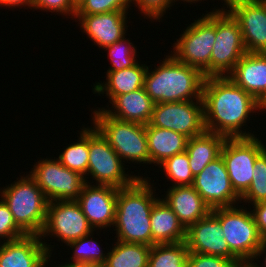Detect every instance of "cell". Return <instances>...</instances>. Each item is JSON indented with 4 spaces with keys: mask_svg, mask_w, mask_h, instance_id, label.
I'll return each instance as SVG.
<instances>
[{
    "mask_svg": "<svg viewBox=\"0 0 266 267\" xmlns=\"http://www.w3.org/2000/svg\"><path fill=\"white\" fill-rule=\"evenodd\" d=\"M202 102L206 131L226 138L255 136L242 131V127L246 126L251 113H257V100L228 76L206 77Z\"/></svg>",
    "mask_w": 266,
    "mask_h": 267,
    "instance_id": "cell-1",
    "label": "cell"
},
{
    "mask_svg": "<svg viewBox=\"0 0 266 267\" xmlns=\"http://www.w3.org/2000/svg\"><path fill=\"white\" fill-rule=\"evenodd\" d=\"M148 179L138 178L132 185L118 189L113 225L116 240L152 246L150 213L160 198Z\"/></svg>",
    "mask_w": 266,
    "mask_h": 267,
    "instance_id": "cell-2",
    "label": "cell"
},
{
    "mask_svg": "<svg viewBox=\"0 0 266 267\" xmlns=\"http://www.w3.org/2000/svg\"><path fill=\"white\" fill-rule=\"evenodd\" d=\"M150 71L147 68L144 88L154 103L202 101L206 77L200 70L168 54L159 66Z\"/></svg>",
    "mask_w": 266,
    "mask_h": 267,
    "instance_id": "cell-3",
    "label": "cell"
},
{
    "mask_svg": "<svg viewBox=\"0 0 266 267\" xmlns=\"http://www.w3.org/2000/svg\"><path fill=\"white\" fill-rule=\"evenodd\" d=\"M9 185L0 189V196L11 211L14 221L27 235H40L46 222L49 203L42 189L30 174L20 176Z\"/></svg>",
    "mask_w": 266,
    "mask_h": 267,
    "instance_id": "cell-4",
    "label": "cell"
},
{
    "mask_svg": "<svg viewBox=\"0 0 266 267\" xmlns=\"http://www.w3.org/2000/svg\"><path fill=\"white\" fill-rule=\"evenodd\" d=\"M92 117L93 126L123 162L150 164L145 125L115 119L100 108L93 111Z\"/></svg>",
    "mask_w": 266,
    "mask_h": 267,
    "instance_id": "cell-5",
    "label": "cell"
},
{
    "mask_svg": "<svg viewBox=\"0 0 266 267\" xmlns=\"http://www.w3.org/2000/svg\"><path fill=\"white\" fill-rule=\"evenodd\" d=\"M182 33L172 46L171 54L179 62L200 70L205 77H210V57L216 39V10L202 15Z\"/></svg>",
    "mask_w": 266,
    "mask_h": 267,
    "instance_id": "cell-6",
    "label": "cell"
},
{
    "mask_svg": "<svg viewBox=\"0 0 266 267\" xmlns=\"http://www.w3.org/2000/svg\"><path fill=\"white\" fill-rule=\"evenodd\" d=\"M211 212L220 220L230 251L240 261H252L264 240L252 212L238 204L215 208Z\"/></svg>",
    "mask_w": 266,
    "mask_h": 267,
    "instance_id": "cell-7",
    "label": "cell"
},
{
    "mask_svg": "<svg viewBox=\"0 0 266 267\" xmlns=\"http://www.w3.org/2000/svg\"><path fill=\"white\" fill-rule=\"evenodd\" d=\"M124 166L108 141L94 126L90 127L87 176L90 175L92 181H96L95 185H109L118 189L130 186L138 178H143L127 174Z\"/></svg>",
    "mask_w": 266,
    "mask_h": 267,
    "instance_id": "cell-8",
    "label": "cell"
},
{
    "mask_svg": "<svg viewBox=\"0 0 266 267\" xmlns=\"http://www.w3.org/2000/svg\"><path fill=\"white\" fill-rule=\"evenodd\" d=\"M216 9V39L210 57V77L228 76L247 53L238 22L225 9Z\"/></svg>",
    "mask_w": 266,
    "mask_h": 267,
    "instance_id": "cell-9",
    "label": "cell"
},
{
    "mask_svg": "<svg viewBox=\"0 0 266 267\" xmlns=\"http://www.w3.org/2000/svg\"><path fill=\"white\" fill-rule=\"evenodd\" d=\"M266 146L257 137L226 138L221 153L229 179L241 197L249 188L257 156Z\"/></svg>",
    "mask_w": 266,
    "mask_h": 267,
    "instance_id": "cell-10",
    "label": "cell"
},
{
    "mask_svg": "<svg viewBox=\"0 0 266 267\" xmlns=\"http://www.w3.org/2000/svg\"><path fill=\"white\" fill-rule=\"evenodd\" d=\"M29 174L35 179L48 201L76 200L84 186L80 173L62 165L55 157L44 158L34 164Z\"/></svg>",
    "mask_w": 266,
    "mask_h": 267,
    "instance_id": "cell-11",
    "label": "cell"
},
{
    "mask_svg": "<svg viewBox=\"0 0 266 267\" xmlns=\"http://www.w3.org/2000/svg\"><path fill=\"white\" fill-rule=\"evenodd\" d=\"M93 231L76 200L50 201L40 237L44 239L51 235L67 245Z\"/></svg>",
    "mask_w": 266,
    "mask_h": 267,
    "instance_id": "cell-12",
    "label": "cell"
},
{
    "mask_svg": "<svg viewBox=\"0 0 266 267\" xmlns=\"http://www.w3.org/2000/svg\"><path fill=\"white\" fill-rule=\"evenodd\" d=\"M151 126L182 133L188 138L206 131L202 101L155 103Z\"/></svg>",
    "mask_w": 266,
    "mask_h": 267,
    "instance_id": "cell-13",
    "label": "cell"
},
{
    "mask_svg": "<svg viewBox=\"0 0 266 267\" xmlns=\"http://www.w3.org/2000/svg\"><path fill=\"white\" fill-rule=\"evenodd\" d=\"M192 186L211 209L231 207L241 202L221 155L194 177Z\"/></svg>",
    "mask_w": 266,
    "mask_h": 267,
    "instance_id": "cell-14",
    "label": "cell"
},
{
    "mask_svg": "<svg viewBox=\"0 0 266 267\" xmlns=\"http://www.w3.org/2000/svg\"><path fill=\"white\" fill-rule=\"evenodd\" d=\"M226 6L239 24L246 51L266 53V2L232 0Z\"/></svg>",
    "mask_w": 266,
    "mask_h": 267,
    "instance_id": "cell-15",
    "label": "cell"
},
{
    "mask_svg": "<svg viewBox=\"0 0 266 267\" xmlns=\"http://www.w3.org/2000/svg\"><path fill=\"white\" fill-rule=\"evenodd\" d=\"M117 193L118 188L109 185L84 184L76 202L94 231L113 227Z\"/></svg>",
    "mask_w": 266,
    "mask_h": 267,
    "instance_id": "cell-16",
    "label": "cell"
},
{
    "mask_svg": "<svg viewBox=\"0 0 266 267\" xmlns=\"http://www.w3.org/2000/svg\"><path fill=\"white\" fill-rule=\"evenodd\" d=\"M185 242L189 252L221 256L240 262L230 251L220 220L212 212L186 229Z\"/></svg>",
    "mask_w": 266,
    "mask_h": 267,
    "instance_id": "cell-17",
    "label": "cell"
},
{
    "mask_svg": "<svg viewBox=\"0 0 266 267\" xmlns=\"http://www.w3.org/2000/svg\"><path fill=\"white\" fill-rule=\"evenodd\" d=\"M46 243L40 235H26L14 241H1L0 267H46L53 251L52 246L54 247Z\"/></svg>",
    "mask_w": 266,
    "mask_h": 267,
    "instance_id": "cell-18",
    "label": "cell"
},
{
    "mask_svg": "<svg viewBox=\"0 0 266 267\" xmlns=\"http://www.w3.org/2000/svg\"><path fill=\"white\" fill-rule=\"evenodd\" d=\"M128 11H111L92 15H75L83 29L98 47L104 49L126 36ZM127 16V17H126Z\"/></svg>",
    "mask_w": 266,
    "mask_h": 267,
    "instance_id": "cell-19",
    "label": "cell"
},
{
    "mask_svg": "<svg viewBox=\"0 0 266 267\" xmlns=\"http://www.w3.org/2000/svg\"><path fill=\"white\" fill-rule=\"evenodd\" d=\"M228 77L257 100L266 90V53H245Z\"/></svg>",
    "mask_w": 266,
    "mask_h": 267,
    "instance_id": "cell-20",
    "label": "cell"
},
{
    "mask_svg": "<svg viewBox=\"0 0 266 267\" xmlns=\"http://www.w3.org/2000/svg\"><path fill=\"white\" fill-rule=\"evenodd\" d=\"M165 194L163 200L186 229L206 217L212 210L192 185L169 187Z\"/></svg>",
    "mask_w": 266,
    "mask_h": 267,
    "instance_id": "cell-21",
    "label": "cell"
},
{
    "mask_svg": "<svg viewBox=\"0 0 266 267\" xmlns=\"http://www.w3.org/2000/svg\"><path fill=\"white\" fill-rule=\"evenodd\" d=\"M112 109L109 106L103 109L109 116L121 120L149 124L153 112L154 102L146 93L145 88L137 89L130 93L116 96L111 102Z\"/></svg>",
    "mask_w": 266,
    "mask_h": 267,
    "instance_id": "cell-22",
    "label": "cell"
},
{
    "mask_svg": "<svg viewBox=\"0 0 266 267\" xmlns=\"http://www.w3.org/2000/svg\"><path fill=\"white\" fill-rule=\"evenodd\" d=\"M152 246L155 244L178 243L186 240V228L178 216L160 198L150 213Z\"/></svg>",
    "mask_w": 266,
    "mask_h": 267,
    "instance_id": "cell-23",
    "label": "cell"
},
{
    "mask_svg": "<svg viewBox=\"0 0 266 267\" xmlns=\"http://www.w3.org/2000/svg\"><path fill=\"white\" fill-rule=\"evenodd\" d=\"M149 66L139 64L119 71H107L106 82L94 84L93 91L98 95L106 94L109 103L118 95L133 92L144 87V77ZM105 92V93H104Z\"/></svg>",
    "mask_w": 266,
    "mask_h": 267,
    "instance_id": "cell-24",
    "label": "cell"
},
{
    "mask_svg": "<svg viewBox=\"0 0 266 267\" xmlns=\"http://www.w3.org/2000/svg\"><path fill=\"white\" fill-rule=\"evenodd\" d=\"M150 164L156 166L175 154L186 151L188 137L173 130L145 125Z\"/></svg>",
    "mask_w": 266,
    "mask_h": 267,
    "instance_id": "cell-25",
    "label": "cell"
},
{
    "mask_svg": "<svg viewBox=\"0 0 266 267\" xmlns=\"http://www.w3.org/2000/svg\"><path fill=\"white\" fill-rule=\"evenodd\" d=\"M225 140V136L208 131L188 138L186 152L194 177L202 172L210 162L220 156Z\"/></svg>",
    "mask_w": 266,
    "mask_h": 267,
    "instance_id": "cell-26",
    "label": "cell"
},
{
    "mask_svg": "<svg viewBox=\"0 0 266 267\" xmlns=\"http://www.w3.org/2000/svg\"><path fill=\"white\" fill-rule=\"evenodd\" d=\"M116 241L103 267H148L151 246Z\"/></svg>",
    "mask_w": 266,
    "mask_h": 267,
    "instance_id": "cell-27",
    "label": "cell"
},
{
    "mask_svg": "<svg viewBox=\"0 0 266 267\" xmlns=\"http://www.w3.org/2000/svg\"><path fill=\"white\" fill-rule=\"evenodd\" d=\"M84 128V129H83ZM80 130V137L77 142L68 144L64 151L57 158L66 168L80 173L88 183L87 176L89 162V128L83 127Z\"/></svg>",
    "mask_w": 266,
    "mask_h": 267,
    "instance_id": "cell-28",
    "label": "cell"
},
{
    "mask_svg": "<svg viewBox=\"0 0 266 267\" xmlns=\"http://www.w3.org/2000/svg\"><path fill=\"white\" fill-rule=\"evenodd\" d=\"M189 250L185 241L151 246L148 267H187Z\"/></svg>",
    "mask_w": 266,
    "mask_h": 267,
    "instance_id": "cell-29",
    "label": "cell"
},
{
    "mask_svg": "<svg viewBox=\"0 0 266 267\" xmlns=\"http://www.w3.org/2000/svg\"><path fill=\"white\" fill-rule=\"evenodd\" d=\"M92 234L94 235L92 232L67 244L74 251L70 258L71 263L98 264L102 266L105 264L108 253H103L100 244L97 243L98 241L92 239L94 238L91 237Z\"/></svg>",
    "mask_w": 266,
    "mask_h": 267,
    "instance_id": "cell-30",
    "label": "cell"
},
{
    "mask_svg": "<svg viewBox=\"0 0 266 267\" xmlns=\"http://www.w3.org/2000/svg\"><path fill=\"white\" fill-rule=\"evenodd\" d=\"M159 168L164 170L166 179H170L173 183L170 187L191 186L194 182V176L191 172L188 154L186 151L175 154L165 159Z\"/></svg>",
    "mask_w": 266,
    "mask_h": 267,
    "instance_id": "cell-31",
    "label": "cell"
},
{
    "mask_svg": "<svg viewBox=\"0 0 266 267\" xmlns=\"http://www.w3.org/2000/svg\"><path fill=\"white\" fill-rule=\"evenodd\" d=\"M240 201L251 205L266 201V148L255 160L252 182Z\"/></svg>",
    "mask_w": 266,
    "mask_h": 267,
    "instance_id": "cell-32",
    "label": "cell"
},
{
    "mask_svg": "<svg viewBox=\"0 0 266 267\" xmlns=\"http://www.w3.org/2000/svg\"><path fill=\"white\" fill-rule=\"evenodd\" d=\"M104 49L108 51V57H110L109 60L112 65L111 67L109 66L107 71H119L132 67L138 62L136 47L125 36L116 43L106 46Z\"/></svg>",
    "mask_w": 266,
    "mask_h": 267,
    "instance_id": "cell-33",
    "label": "cell"
},
{
    "mask_svg": "<svg viewBox=\"0 0 266 267\" xmlns=\"http://www.w3.org/2000/svg\"><path fill=\"white\" fill-rule=\"evenodd\" d=\"M131 0H84L75 15L101 14L111 11H128Z\"/></svg>",
    "mask_w": 266,
    "mask_h": 267,
    "instance_id": "cell-34",
    "label": "cell"
},
{
    "mask_svg": "<svg viewBox=\"0 0 266 267\" xmlns=\"http://www.w3.org/2000/svg\"><path fill=\"white\" fill-rule=\"evenodd\" d=\"M27 234L16 224L4 200L0 199V239L3 242L20 239ZM6 239V240H5ZM0 240V241H1Z\"/></svg>",
    "mask_w": 266,
    "mask_h": 267,
    "instance_id": "cell-35",
    "label": "cell"
},
{
    "mask_svg": "<svg viewBox=\"0 0 266 267\" xmlns=\"http://www.w3.org/2000/svg\"><path fill=\"white\" fill-rule=\"evenodd\" d=\"M132 4L138 7L140 14L146 16L152 20L161 21V17L164 16L166 10L171 9L173 0H131Z\"/></svg>",
    "mask_w": 266,
    "mask_h": 267,
    "instance_id": "cell-36",
    "label": "cell"
},
{
    "mask_svg": "<svg viewBox=\"0 0 266 267\" xmlns=\"http://www.w3.org/2000/svg\"><path fill=\"white\" fill-rule=\"evenodd\" d=\"M234 260L221 256L189 252L187 267H234Z\"/></svg>",
    "mask_w": 266,
    "mask_h": 267,
    "instance_id": "cell-37",
    "label": "cell"
},
{
    "mask_svg": "<svg viewBox=\"0 0 266 267\" xmlns=\"http://www.w3.org/2000/svg\"><path fill=\"white\" fill-rule=\"evenodd\" d=\"M32 8L68 15L73 19L76 14V8L72 5L71 0H32Z\"/></svg>",
    "mask_w": 266,
    "mask_h": 267,
    "instance_id": "cell-38",
    "label": "cell"
},
{
    "mask_svg": "<svg viewBox=\"0 0 266 267\" xmlns=\"http://www.w3.org/2000/svg\"><path fill=\"white\" fill-rule=\"evenodd\" d=\"M252 206L254 209H252L251 212L259 234L264 240H266V201L253 204Z\"/></svg>",
    "mask_w": 266,
    "mask_h": 267,
    "instance_id": "cell-39",
    "label": "cell"
},
{
    "mask_svg": "<svg viewBox=\"0 0 266 267\" xmlns=\"http://www.w3.org/2000/svg\"><path fill=\"white\" fill-rule=\"evenodd\" d=\"M12 7V8H16L19 6H27L28 8L32 9V0H0V7Z\"/></svg>",
    "mask_w": 266,
    "mask_h": 267,
    "instance_id": "cell-40",
    "label": "cell"
},
{
    "mask_svg": "<svg viewBox=\"0 0 266 267\" xmlns=\"http://www.w3.org/2000/svg\"><path fill=\"white\" fill-rule=\"evenodd\" d=\"M262 254L265 256L264 257V264L261 266H259V265H257L258 267H266V240H263V242H262V244H261V246L259 247V249H258V251H257V253H256V255H255V257L253 258V260L252 261H258L257 259H259V258H261L260 256H262ZM255 259V260H254Z\"/></svg>",
    "mask_w": 266,
    "mask_h": 267,
    "instance_id": "cell-41",
    "label": "cell"
},
{
    "mask_svg": "<svg viewBox=\"0 0 266 267\" xmlns=\"http://www.w3.org/2000/svg\"><path fill=\"white\" fill-rule=\"evenodd\" d=\"M54 267H103L102 265H98V264H87V263H71V261H69V263L66 262V264L64 263L63 265L59 264V266H54Z\"/></svg>",
    "mask_w": 266,
    "mask_h": 267,
    "instance_id": "cell-42",
    "label": "cell"
},
{
    "mask_svg": "<svg viewBox=\"0 0 266 267\" xmlns=\"http://www.w3.org/2000/svg\"><path fill=\"white\" fill-rule=\"evenodd\" d=\"M257 108L258 111L266 110V90L265 92L257 99Z\"/></svg>",
    "mask_w": 266,
    "mask_h": 267,
    "instance_id": "cell-43",
    "label": "cell"
},
{
    "mask_svg": "<svg viewBox=\"0 0 266 267\" xmlns=\"http://www.w3.org/2000/svg\"><path fill=\"white\" fill-rule=\"evenodd\" d=\"M234 267H258L257 263L253 261H240L235 264Z\"/></svg>",
    "mask_w": 266,
    "mask_h": 267,
    "instance_id": "cell-44",
    "label": "cell"
},
{
    "mask_svg": "<svg viewBox=\"0 0 266 267\" xmlns=\"http://www.w3.org/2000/svg\"><path fill=\"white\" fill-rule=\"evenodd\" d=\"M84 2V0H71L72 5L77 9L82 3Z\"/></svg>",
    "mask_w": 266,
    "mask_h": 267,
    "instance_id": "cell-45",
    "label": "cell"
},
{
    "mask_svg": "<svg viewBox=\"0 0 266 267\" xmlns=\"http://www.w3.org/2000/svg\"><path fill=\"white\" fill-rule=\"evenodd\" d=\"M176 1H179V0H173L174 3H175ZM181 1H183V2L186 1V2H188V3L190 2V3L192 4V3H196V2H199V1H202V0H181ZM203 1H204V0H203Z\"/></svg>",
    "mask_w": 266,
    "mask_h": 267,
    "instance_id": "cell-46",
    "label": "cell"
},
{
    "mask_svg": "<svg viewBox=\"0 0 266 267\" xmlns=\"http://www.w3.org/2000/svg\"><path fill=\"white\" fill-rule=\"evenodd\" d=\"M222 1H224L225 2L224 5H226L228 2H230L232 0H222Z\"/></svg>",
    "mask_w": 266,
    "mask_h": 267,
    "instance_id": "cell-47",
    "label": "cell"
}]
</instances>
